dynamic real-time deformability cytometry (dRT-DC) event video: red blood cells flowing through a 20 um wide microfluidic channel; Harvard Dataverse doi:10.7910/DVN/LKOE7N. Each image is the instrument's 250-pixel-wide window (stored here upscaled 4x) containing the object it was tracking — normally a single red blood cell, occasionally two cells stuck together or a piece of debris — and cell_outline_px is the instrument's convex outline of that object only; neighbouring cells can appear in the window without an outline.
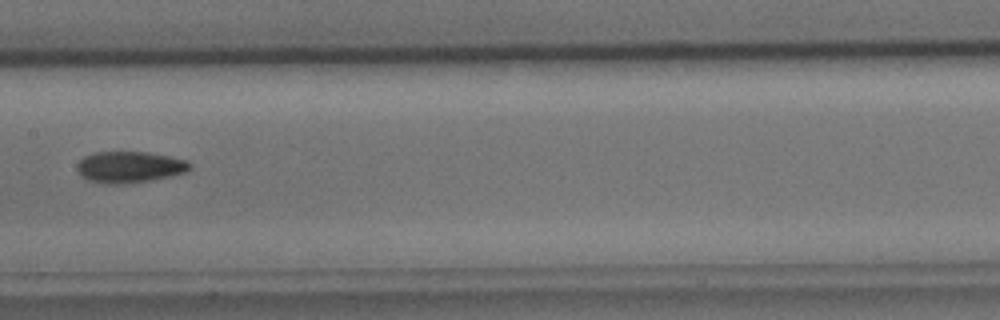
{"species": "common noctule bat (a hibernating species)", "species_latin": "Nyctalus noctula", "temperature_condition": "cold", "stored_images_in_passage": 8, "camera_frame_rate_fps": 3000, "um_per_image_px": 0.085, "animal": {"sex": "male", "body_mass_g": 15.6}, "frame": {"image": 1, "passage_image": 8, "time_ms": 9.333, "image_size_px": [1000, 320], "cell_outline_px": [[192, 168], [184, 172], [168, 176], [148, 180], [120, 184], [104, 184], [88, 180], [80, 176], [76, 168], [76, 164], [84, 156], [92, 152], [148, 152], [188, 160], [192, 164]], "centroid_in_image_um": [10.97, 14.19], "position_along_channel_um": 196.4, "area_um2": 20.63}}